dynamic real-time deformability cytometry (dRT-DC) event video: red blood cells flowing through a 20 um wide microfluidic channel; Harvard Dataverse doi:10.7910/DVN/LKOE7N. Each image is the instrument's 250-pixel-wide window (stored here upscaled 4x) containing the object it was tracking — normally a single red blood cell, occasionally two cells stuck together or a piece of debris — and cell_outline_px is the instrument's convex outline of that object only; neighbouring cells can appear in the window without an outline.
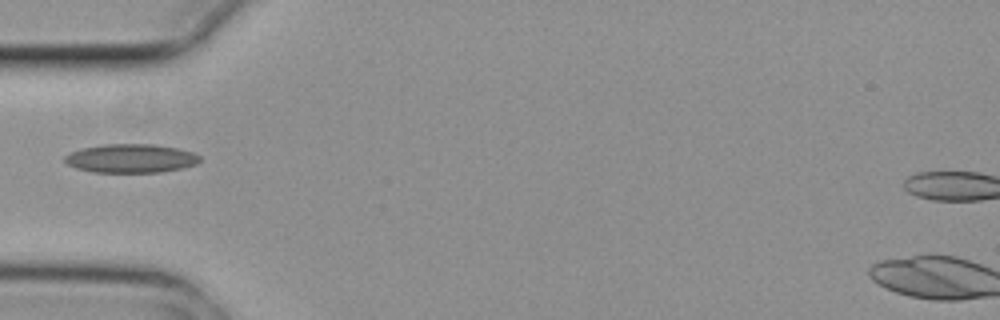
{"species": "common noctule bat (a hibernating species)", "species_latin": "Nyctalus noctula", "temperature_condition": "cold", "stored_images_in_passage": 4, "camera_frame_rate_fps": 3000, "um_per_image_px": 0.085, "animal": {"sex": "female", "body_mass_g": 29.2, "forearm_length_mm": 56.3}, "frame": {"image": 1, "passage_image": 4, "time_ms": 1.0, "image_size_px": [1000, 320], "cell_outline_px": [[200, 160], [196, 164], [184, 168], [160, 172], [92, 172], [76, 168], [68, 164], [64, 160], [64, 156], [80, 148], [104, 144], [152, 144], [176, 148], [192, 152], [200, 156]], "centroid_in_image_um": [11.12, 13.46], "position_along_channel_um": 73.9, "area_um2": 22.6}}